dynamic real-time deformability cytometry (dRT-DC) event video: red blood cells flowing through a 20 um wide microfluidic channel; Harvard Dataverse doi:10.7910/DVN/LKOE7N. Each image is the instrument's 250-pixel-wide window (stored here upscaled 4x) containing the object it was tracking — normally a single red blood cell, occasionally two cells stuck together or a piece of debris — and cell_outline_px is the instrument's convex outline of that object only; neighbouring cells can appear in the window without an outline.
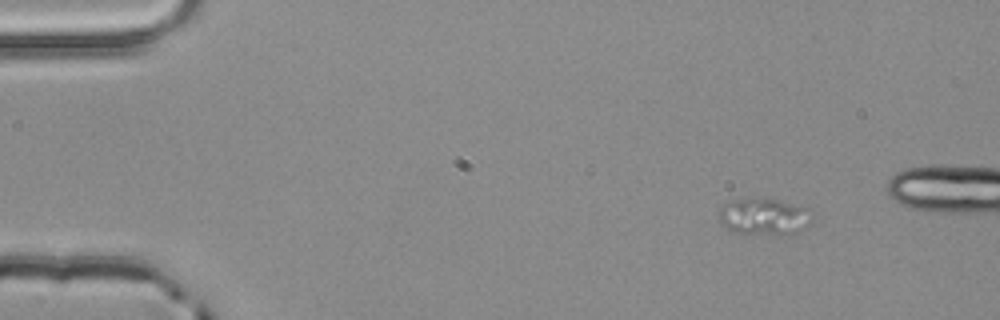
{"species": "common noctule bat (a hibernating species)", "species_latin": "Nyctalus noctula", "temperature_condition": "room temperature", "stored_images_in_passage": 3, "camera_frame_rate_fps": 3000, "um_per_image_px": 0.085, "animal": {"sex": "male", "body_mass_g": 20.4}, "frame": {"image": 1, "passage_image": 1, "time_ms": 0.0, "image_size_px": [1000, 320], "cell_outline_px": [[812, 220], [808, 224], [796, 232], [732, 232], [720, 224], [720, 208], [728, 200], [748, 196], [764, 196], [804, 204], [812, 212]], "centroid_in_image_um": [64.94, 18.28], "position_along_channel_um": 20.1, "area_um2": 20.35}}